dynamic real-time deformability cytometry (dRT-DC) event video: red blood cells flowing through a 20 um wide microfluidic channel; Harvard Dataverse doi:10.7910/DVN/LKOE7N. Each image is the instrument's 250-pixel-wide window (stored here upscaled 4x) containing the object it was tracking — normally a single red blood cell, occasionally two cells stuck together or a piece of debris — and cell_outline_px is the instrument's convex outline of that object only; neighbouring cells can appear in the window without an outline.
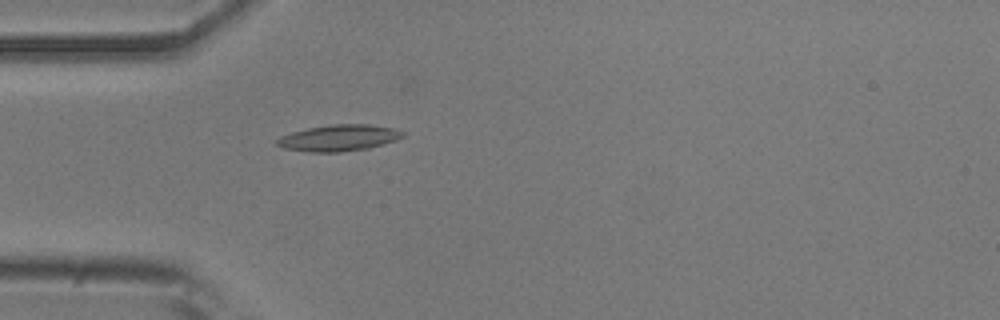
{"species": "common noctule bat (a hibernating species)", "species_latin": "Nyctalus noctula", "temperature_condition": "room temperature", "stored_images_in_passage": 35, "camera_frame_rate_fps": 3000, "um_per_image_px": 0.085, "animal": {"sex": "male", "body_mass_g": 20.5, "forearm_length_mm": 52.5}, "frame": {"image": 1, "passage_image": 4, "time_ms": 1.0, "image_size_px": [1000, 320], "cell_outline_px": [[404, 136], [396, 140], [368, 148], [340, 152], [308, 152], [284, 148], [276, 144], [272, 140], [280, 136], [292, 132], [308, 128], [332, 124], [368, 124], [396, 128], [404, 132]], "centroid_in_image_um": [28.77, 11.72], "position_along_channel_um": 56.2, "area_um2": 19.42}}
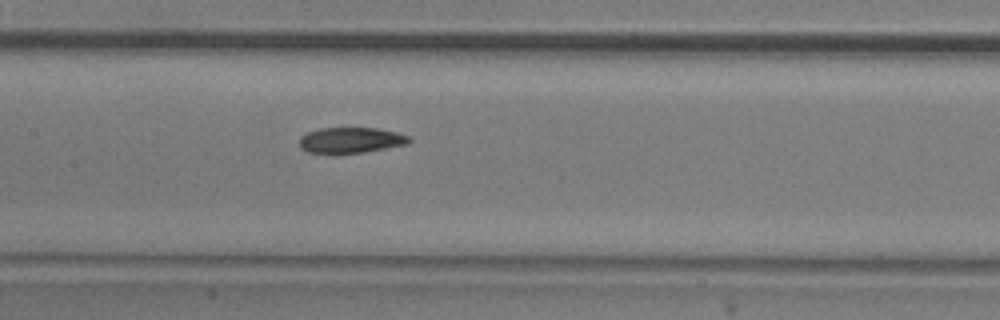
{"frame": {"image": 2, "passage_image": 14, "time_ms": 4.333, "image_size_px": [1000, 320], "cell_outline_px": [[412, 140], [408, 144], [364, 152], [308, 152], [300, 148], [300, 136], [308, 132], [320, 128], [376, 128], [396, 132], [408, 136]], "centroid_in_image_um": [29.83, 11.9], "position_along_channel_um": 177.6, "area_um2": 16.13}}
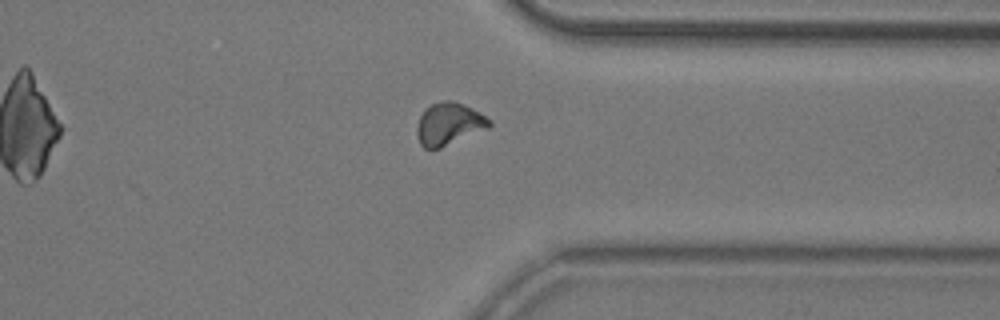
{"frame": {"image": 3, "passage_image": 30, "time_ms": 9.667, "image_size_px": [1000, 320], "cell_outline_px": [[492, 124], [488, 128], [440, 148], [424, 148], [420, 144], [416, 136], [416, 128], [420, 116], [432, 104], [444, 100], [452, 100], [464, 104], [472, 108], [492, 120]], "centroid_in_image_um": [38.16, 10.53], "position_along_channel_um": 373.2, "area_um2": 17.74}, "authors_computed_cell_mechanics": {"area_um2": 17.34, "velocity_mm_per_s": 3.7381, "shape_relaxation_time_tau1_ms": 10.6125, "shape_relaxation_time_tau2_ms": 5.7977, "deformation_change_tau1": 0.2314, "deformation_change_tau2": 0.1189}}